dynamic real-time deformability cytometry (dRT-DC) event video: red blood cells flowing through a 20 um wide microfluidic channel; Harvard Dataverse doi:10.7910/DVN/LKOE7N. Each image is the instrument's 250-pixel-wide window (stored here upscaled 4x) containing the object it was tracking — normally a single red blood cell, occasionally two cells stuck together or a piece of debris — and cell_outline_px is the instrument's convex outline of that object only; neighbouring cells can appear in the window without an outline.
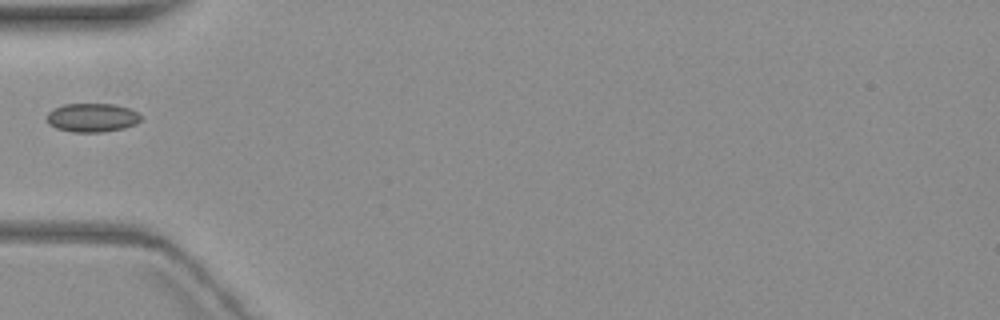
{"species": "common noctule bat (a hibernating species)", "species_latin": "Nyctalus noctula", "temperature_condition": "warm", "stored_images_in_passage": 5, "camera_frame_rate_fps": 3000, "um_per_image_px": 0.085, "animal": {"sex": "female", "body_mass_g": 19.3, "forearm_length_mm": 54.1}, "frame": {"image": 1, "passage_image": 4, "time_ms": 3.667, "image_size_px": [1000, 320], "cell_outline_px": [[140, 120], [136, 124], [124, 128], [100, 132], [72, 132], [56, 128], [48, 124], [44, 120], [48, 112], [52, 108], [64, 104], [116, 104], [132, 108], [140, 112]], "centroid_in_image_um": [7.81, 9.99], "position_along_channel_um": 77.2, "area_um2": 16.13}}
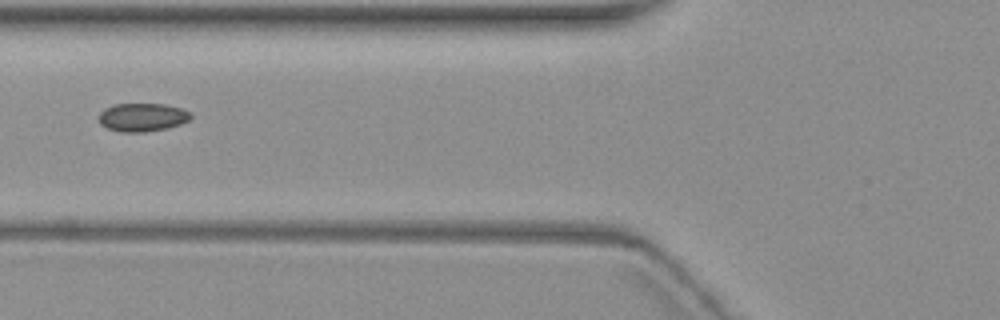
{"frame": {"image": 2, "passage_image": 5, "time_ms": 4.667, "image_size_px": [1000, 320], "cell_outline_px": [[192, 116], [188, 120], [180, 124], [168, 128], [144, 132], [120, 132], [108, 128], [100, 124], [100, 112], [104, 108], [112, 104], [164, 104], [180, 108], [192, 112]], "centroid_in_image_um": [12.1, 9.96], "position_along_channel_um": 113.7, "area_um2": 15.2}}